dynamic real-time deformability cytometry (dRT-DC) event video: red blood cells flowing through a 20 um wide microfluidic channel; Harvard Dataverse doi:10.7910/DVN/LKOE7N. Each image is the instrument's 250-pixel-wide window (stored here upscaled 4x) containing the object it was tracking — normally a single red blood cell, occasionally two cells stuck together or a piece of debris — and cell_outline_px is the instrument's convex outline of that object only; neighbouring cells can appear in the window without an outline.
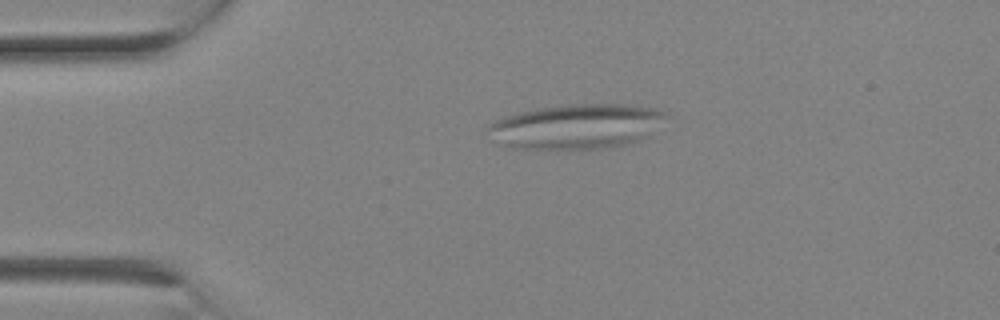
{"species": "Egyptian fruit bat (a non-hibernating species)", "species_latin": "Rousettus aegyptiacus", "temperature_condition": "room temperature", "stored_images_in_passage": 2, "camera_frame_rate_fps": 3000, "um_per_image_px": 0.085, "animal": {"sex": "female"}, "frame": {"image": 1, "passage_image": 2, "time_ms": 0.333, "image_size_px": [1000, 320], "cell_outline_px": [[672, 116], [644, 136], [636, 140], [624, 144], [608, 148], [504, 148], [484, 128], [488, 124], [504, 116], [520, 112], [540, 108], [568, 104], [624, 104], [660, 108], [668, 112]], "centroid_in_image_um": [49.02, 10.72], "position_along_channel_um": 36.0, "area_um2": 46.47}}